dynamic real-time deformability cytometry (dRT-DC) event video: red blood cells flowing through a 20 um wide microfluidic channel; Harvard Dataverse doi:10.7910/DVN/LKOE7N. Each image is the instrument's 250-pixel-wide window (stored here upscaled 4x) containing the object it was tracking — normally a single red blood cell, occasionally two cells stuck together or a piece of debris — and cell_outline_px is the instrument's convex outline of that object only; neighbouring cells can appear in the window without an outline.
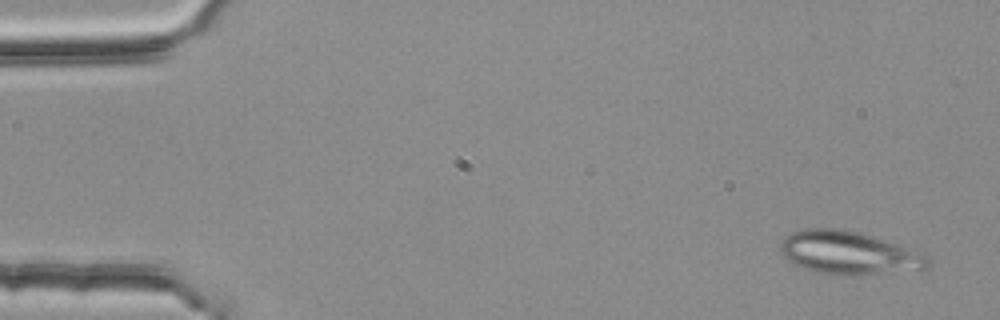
{"species": "common noctule bat (a hibernating species)", "species_latin": "Nyctalus noctula", "temperature_condition": "room temperature", "stored_images_in_passage": 5, "camera_frame_rate_fps": 3000, "um_per_image_px": 0.085, "animal": {"sex": "female", "body_mass_g": 25.1}, "frame": {"image": 1, "passage_image": 1, "time_ms": 0.0, "image_size_px": [1000, 320], "cell_outline_px": [[932, 264], [928, 268], [848, 276], [836, 276], [816, 272], [804, 268], [788, 260], [780, 252], [780, 244], [792, 232], [804, 228], [840, 228], [860, 232], [912, 248], [924, 252], [928, 256]], "centroid_in_image_um": [72.19, 21.49], "position_along_channel_um": 12.8, "area_um2": 37.34}}